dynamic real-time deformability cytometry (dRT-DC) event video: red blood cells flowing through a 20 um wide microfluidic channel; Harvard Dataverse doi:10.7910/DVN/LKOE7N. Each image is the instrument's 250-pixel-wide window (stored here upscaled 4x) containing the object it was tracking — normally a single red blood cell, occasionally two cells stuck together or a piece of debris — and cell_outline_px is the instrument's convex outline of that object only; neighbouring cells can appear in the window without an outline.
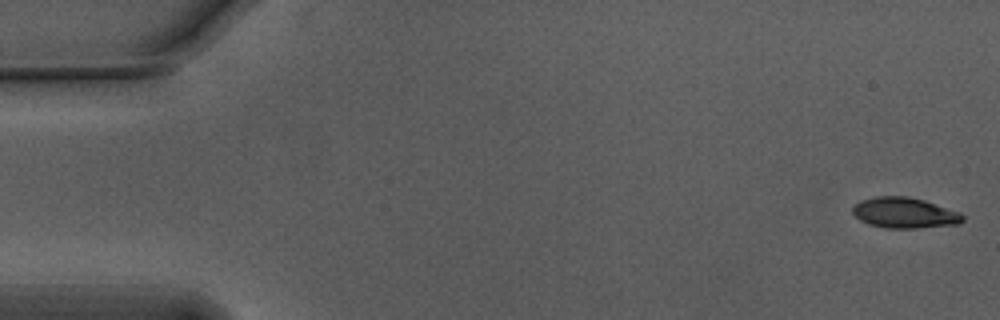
{"species": "Egyptian fruit bat (a non-hibernating species)", "species_latin": "Rousettus aegyptiacus", "temperature_condition": "warm", "stored_images_in_passage": 16, "camera_frame_rate_fps": 3000, "um_per_image_px": 0.085, "animal": {"sex": "male"}, "frame": {"image": 1, "passage_image": 1, "time_ms": 0.0, "image_size_px": [1000, 320], "cell_outline_px": [[964, 220], [960, 224], [916, 228], [888, 228], [868, 224], [860, 220], [852, 212], [852, 208], [860, 200], [876, 196], [908, 196], [924, 200], [960, 212], [964, 216]], "centroid_in_image_um": [76.9, 18.09], "position_along_channel_um": 8.1, "area_um2": 19.71}}
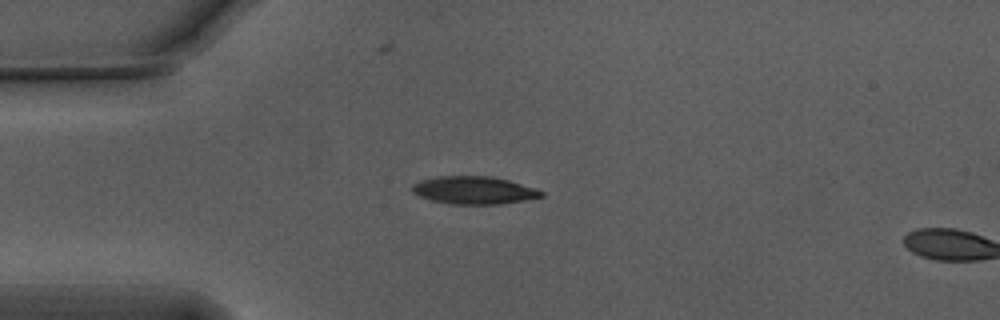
{"frame": {"image": 2, "passage_image": 14, "time_ms": 4.333, "image_size_px": [1000, 320], "cell_outline_px": [[544, 196], [524, 200], [500, 204], [452, 204], [432, 200], [420, 196], [412, 192], [412, 184], [420, 180], [436, 176], [492, 176], [508, 180], [544, 192]], "centroid_in_image_um": [40.24, 16.16], "position_along_channel_um": 44.8, "area_um2": 20.69}}